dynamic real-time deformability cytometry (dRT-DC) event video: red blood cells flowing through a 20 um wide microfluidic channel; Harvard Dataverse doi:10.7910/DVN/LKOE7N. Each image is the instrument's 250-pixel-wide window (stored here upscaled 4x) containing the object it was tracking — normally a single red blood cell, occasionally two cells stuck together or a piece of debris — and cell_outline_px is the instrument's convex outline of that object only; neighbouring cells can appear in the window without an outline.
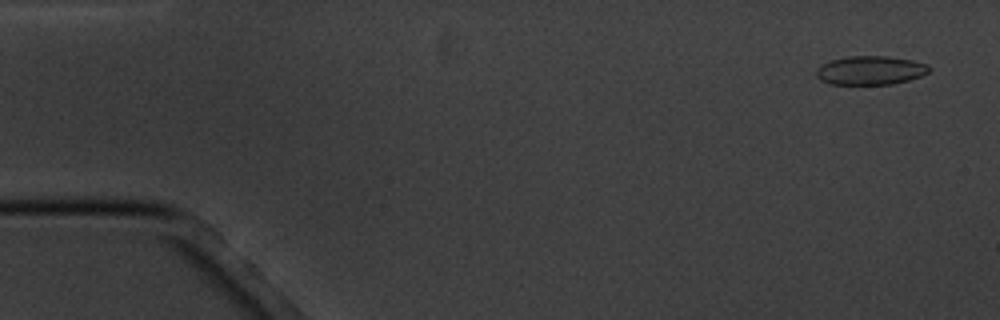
{"species": "common noctule bat (a hibernating species)", "species_latin": "Nyctalus noctula", "temperature_condition": "cold", "stored_images_in_passage": 7, "camera_frame_rate_fps": 3000, "um_per_image_px": 0.085, "animal": {"sex": "male", "body_mass_g": 20.1, "forearm_length_mm": 53.5}, "frame": {"image": 1, "passage_image": 1, "time_ms": 0.0, "image_size_px": [1000, 320], "cell_outline_px": [[932, 68], [928, 72], [920, 76], [908, 80], [892, 84], [832, 84], [820, 80], [816, 76], [816, 68], [832, 60], [848, 56], [888, 56], [912, 60], [928, 64]], "centroid_in_image_um": [74.0, 5.98], "position_along_channel_um": 11.0, "area_um2": 18.9}}
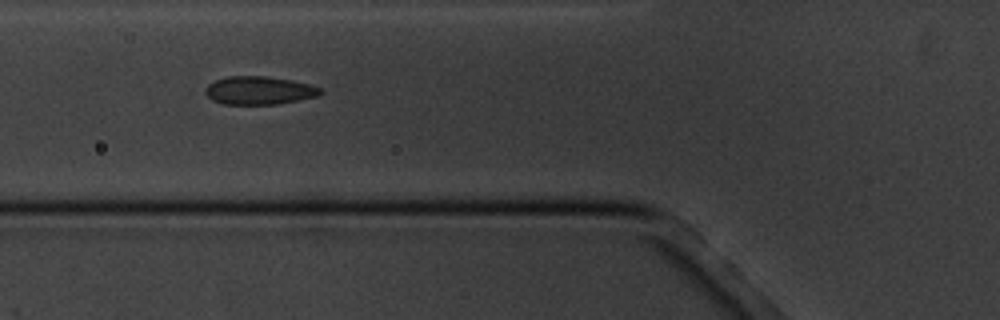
{"frame": {"image": 2, "passage_image": 6, "time_ms": 6.0, "image_size_px": [1000, 320], "cell_outline_px": [[324, 92], [320, 96], [300, 100], [276, 104], [224, 104], [212, 100], [204, 92], [204, 88], [208, 84], [216, 80], [228, 76], [268, 76], [292, 80], [312, 84], [320, 88]], "centroid_in_image_um": [22.06, 7.68], "position_along_channel_um": 103.7, "area_um2": 19.13}}
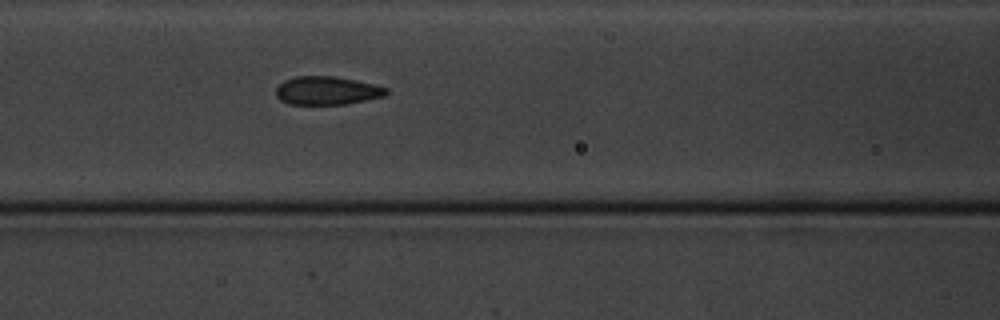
{"frame": {"image": 3, "passage_image": 7, "time_ms": 7.0, "image_size_px": [1000, 320], "cell_outline_px": [[388, 92], [384, 96], [344, 104], [288, 104], [280, 100], [276, 96], [276, 88], [284, 80], [296, 76], [336, 76], [356, 80], [388, 88]], "centroid_in_image_um": [27.76, 7.69], "position_along_channel_um": 138.8, "area_um2": 18.15}}